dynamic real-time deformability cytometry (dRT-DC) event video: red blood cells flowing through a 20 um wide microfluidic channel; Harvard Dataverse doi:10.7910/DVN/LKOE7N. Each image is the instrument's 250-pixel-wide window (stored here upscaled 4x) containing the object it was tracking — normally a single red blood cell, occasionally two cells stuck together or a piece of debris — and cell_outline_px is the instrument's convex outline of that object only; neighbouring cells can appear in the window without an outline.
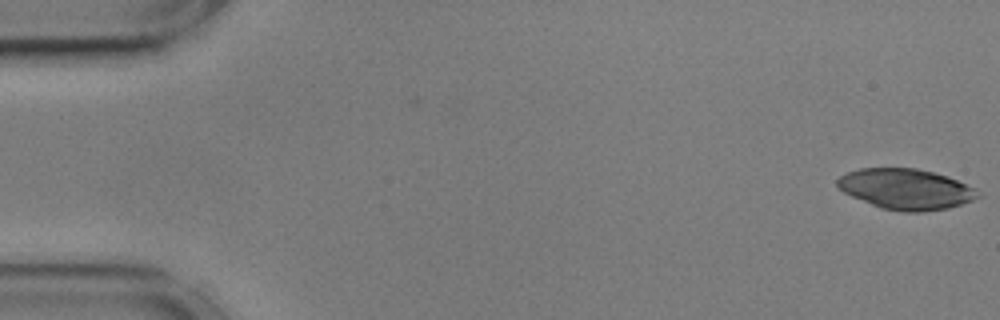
{"species": "common noctule bat (a hibernating species)", "species_latin": "Nyctalus noctula", "temperature_condition": "cold", "stored_images_in_passage": 33, "camera_frame_rate_fps": 3000, "um_per_image_px": 0.085, "animal": {"sex": "male", "body_mass_g": 17.9, "forearm_length_mm": 54.2}, "frame": {"image": 1, "passage_image": 1, "time_ms": 0.0, "image_size_px": [1000, 320], "cell_outline_px": [[980, 196], [972, 200], [948, 208], [924, 212], [900, 212], [880, 208], [852, 196], [844, 192], [836, 184], [836, 180], [840, 176], [848, 172], [860, 168], [916, 168], [948, 176], [976, 188]], "centroid_in_image_um": [77.0, 16.08], "position_along_channel_um": 8.0, "area_um2": 33.23}}